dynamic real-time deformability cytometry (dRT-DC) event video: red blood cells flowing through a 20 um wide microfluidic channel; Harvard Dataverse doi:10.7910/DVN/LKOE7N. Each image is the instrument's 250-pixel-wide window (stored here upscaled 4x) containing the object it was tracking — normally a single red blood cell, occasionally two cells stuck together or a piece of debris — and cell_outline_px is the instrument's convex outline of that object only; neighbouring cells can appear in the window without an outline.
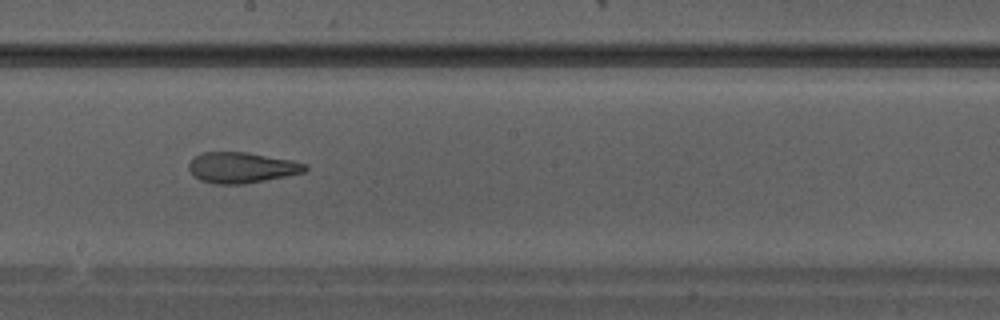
{"species": "Egyptian fruit bat (a non-hibernating species)", "species_latin": "Rousettus aegyptiacus", "temperature_condition": "warm", "stored_images_in_passage": 28, "camera_frame_rate_fps": 3000, "um_per_image_px": 0.085, "animal": {"sex": "male"}, "frame": {"image": 1, "passage_image": 13, "time_ms": 4.0, "image_size_px": [1000, 320], "cell_outline_px": [[308, 168], [304, 172], [264, 180], [240, 184], [216, 184], [200, 180], [188, 168], [188, 164], [196, 156], [204, 152], [248, 152], [292, 160], [308, 164]], "centroid_in_image_um": [20.56, 14.23], "position_along_channel_um": 227.6, "area_um2": 20.58}}